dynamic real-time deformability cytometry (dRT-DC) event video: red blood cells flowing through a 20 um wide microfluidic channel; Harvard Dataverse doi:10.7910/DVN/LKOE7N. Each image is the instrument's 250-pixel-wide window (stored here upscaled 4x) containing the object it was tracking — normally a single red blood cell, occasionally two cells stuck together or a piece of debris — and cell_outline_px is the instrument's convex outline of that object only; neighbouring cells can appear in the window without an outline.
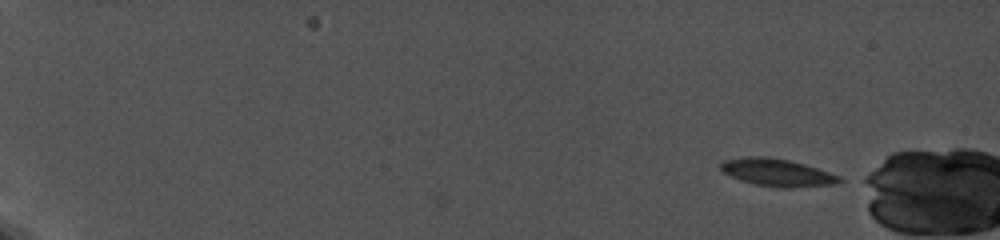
{"species": "common noctule bat (a hibernating species)", "species_latin": "Nyctalus noctula", "temperature_condition": "cold", "stored_images_in_passage": 3, "camera_frame_rate_fps": 5000, "um_per_image_px": 0.085, "animal": {"sex": "female", "body_mass_g": 19.0, "forearm_length_mm": 56.7}, "frame": {"image": 1, "passage_image": 1, "time_ms": 0.0, "image_size_px": [1000, 240], "cell_outline_px": [[844, 180], [836, 184], [788, 188], [780, 188], [756, 184], [740, 180], [724, 172], [720, 168], [720, 164], [724, 160], [744, 156], [768, 156], [788, 160], [804, 164], [840, 176]], "centroid_in_image_um": [66.06, 14.66], "position_along_channel_um": 18.9, "area_um2": 18.96}}